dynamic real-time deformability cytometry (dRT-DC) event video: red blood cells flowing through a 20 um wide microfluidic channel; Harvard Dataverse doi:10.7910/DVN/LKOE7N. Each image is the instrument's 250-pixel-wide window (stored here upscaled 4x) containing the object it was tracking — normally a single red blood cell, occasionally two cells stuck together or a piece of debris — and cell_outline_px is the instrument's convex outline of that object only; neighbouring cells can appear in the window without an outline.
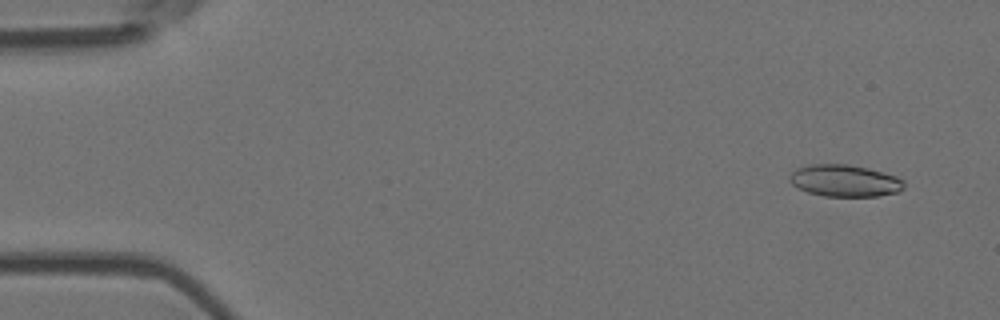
{"species": "Egyptian fruit bat (a non-hibernating species)", "species_latin": "Rousettus aegyptiacus", "temperature_condition": "room temperature", "stored_images_in_passage": 4, "camera_frame_rate_fps": 3000, "um_per_image_px": 0.085, "animal": {"sex": "female"}, "frame": {"image": 1, "passage_image": 1, "time_ms": 0.0, "image_size_px": [1000, 320], "cell_outline_px": [[904, 188], [900, 192], [880, 196], [824, 196], [808, 192], [792, 184], [788, 180], [788, 176], [796, 168], [808, 164], [848, 164], [868, 168], [896, 176], [904, 180]], "centroid_in_image_um": [71.81, 15.36], "position_along_channel_um": 13.2, "area_um2": 21.44}}
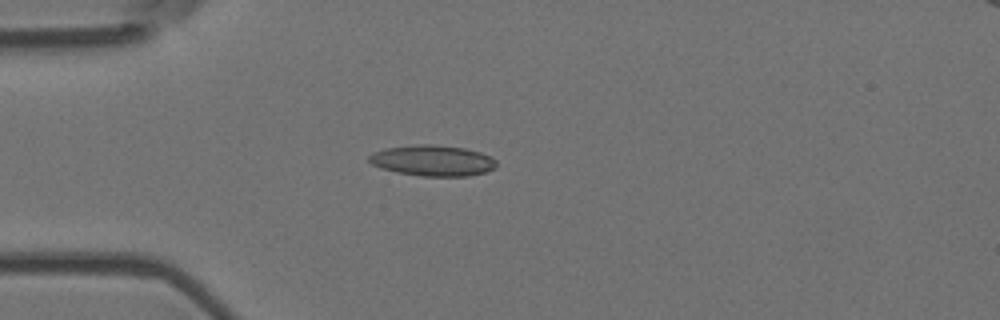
{"frame": {"image": 2, "passage_image": 4, "time_ms": 1.0, "image_size_px": [1000, 320], "cell_outline_px": [[496, 168], [484, 172], [468, 176], [420, 176], [396, 172], [380, 168], [372, 164], [368, 160], [368, 156], [372, 152], [384, 148], [416, 144], [432, 144], [464, 148], [480, 152], [492, 156], [496, 160]], "centroid_in_image_um": [36.76, 13.64], "position_along_channel_um": 48.2, "area_um2": 23.12}}